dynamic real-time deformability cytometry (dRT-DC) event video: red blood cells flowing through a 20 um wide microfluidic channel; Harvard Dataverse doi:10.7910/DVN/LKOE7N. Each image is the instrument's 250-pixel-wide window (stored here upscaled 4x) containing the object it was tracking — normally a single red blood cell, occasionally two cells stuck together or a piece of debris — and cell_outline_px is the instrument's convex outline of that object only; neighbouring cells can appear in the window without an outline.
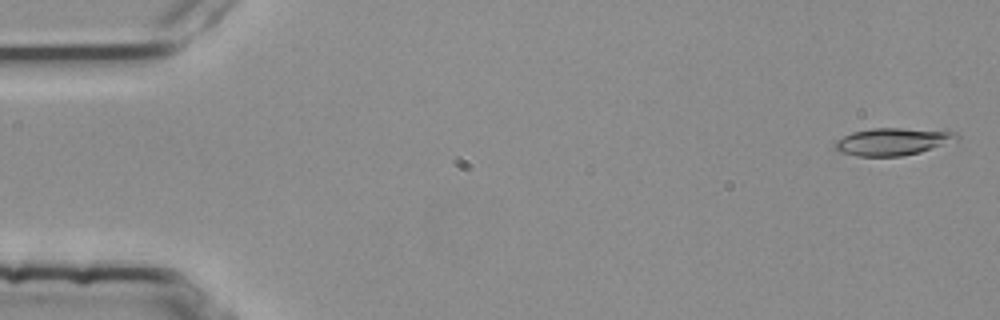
{"species": "common noctule bat (a hibernating species)", "species_latin": "Nyctalus noctula", "temperature_condition": "room temperature", "stored_images_in_passage": 11, "camera_frame_rate_fps": 3000, "um_per_image_px": 0.085, "animal": {"sex": "female", "body_mass_g": 25.1}, "frame": {"image": 1, "passage_image": 2, "time_ms": 0.333, "image_size_px": [1000, 320], "cell_outline_px": [[960, 136], [920, 152], [904, 156], [856, 156], [840, 152], [832, 144], [836, 140], [852, 132], [872, 128], [900, 128], [956, 132]], "centroid_in_image_um": [75.75, 12.04], "position_along_channel_um": 9.3, "area_um2": 18.9}}